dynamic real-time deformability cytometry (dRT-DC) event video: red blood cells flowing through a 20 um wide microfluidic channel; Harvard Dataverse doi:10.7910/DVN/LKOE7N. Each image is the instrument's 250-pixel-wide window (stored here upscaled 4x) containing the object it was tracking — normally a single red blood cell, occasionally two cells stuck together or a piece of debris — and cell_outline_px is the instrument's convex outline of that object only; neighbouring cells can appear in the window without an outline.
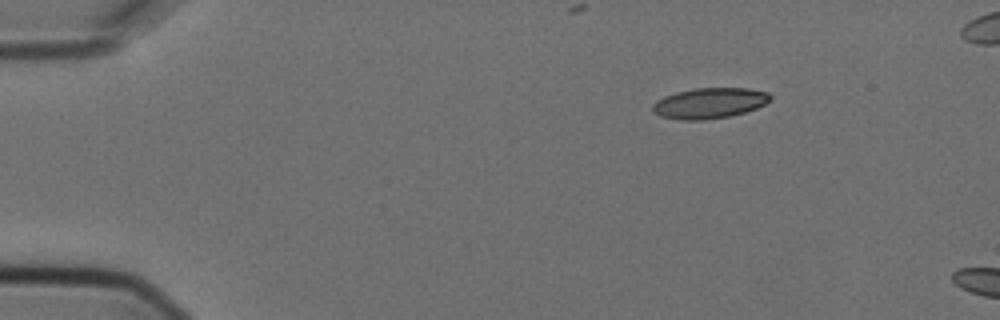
{"species": "Egyptian fruit bat (a non-hibernating species)", "species_latin": "Rousettus aegyptiacus", "temperature_condition": "cold", "stored_images_in_passage": 3, "camera_frame_rate_fps": 3000, "um_per_image_px": 0.085, "animal": {"sex": "female"}, "frame": {"image": 1, "passage_image": 1, "time_ms": 0.0, "image_size_px": [1000, 320], "cell_outline_px": [[772, 100], [756, 108], [744, 112], [728, 116], [704, 120], [680, 120], [660, 116], [652, 112], [652, 104], [656, 100], [664, 96], [676, 92], [696, 88], [748, 88], [768, 92], [772, 96]], "centroid_in_image_um": [60.29, 8.76], "position_along_channel_um": 24.7, "area_um2": 21.1}}